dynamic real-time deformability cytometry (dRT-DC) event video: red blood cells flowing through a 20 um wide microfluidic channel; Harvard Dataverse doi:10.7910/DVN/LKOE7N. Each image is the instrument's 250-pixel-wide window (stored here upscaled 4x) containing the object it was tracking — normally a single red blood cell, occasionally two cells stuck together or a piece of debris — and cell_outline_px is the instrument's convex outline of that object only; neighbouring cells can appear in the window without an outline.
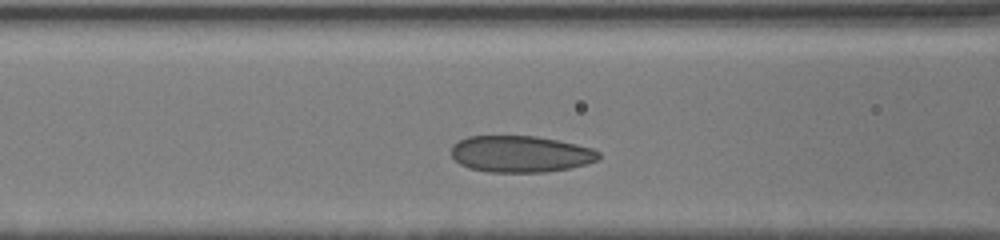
{"species": "human", "species_latin": "Homo sapiens", "temperature_condition": "cold", "stored_images_in_passage": 18, "camera_frame_rate_fps": 3000, "um_per_image_px": 0.085, "donor": {"sex": "male"}, "frame": {"image": 1, "passage_image": 11, "time_ms": 2.333, "image_size_px": [1000, 240], "cell_outline_px": [[600, 156], [596, 160], [584, 164], [568, 168], [544, 172], [488, 172], [468, 168], [460, 164], [452, 156], [452, 144], [468, 136], [536, 136], [576, 144], [592, 148], [600, 152]], "centroid_in_image_um": [44.22, 13.09], "position_along_channel_um": 122.4, "area_um2": 31.27}}
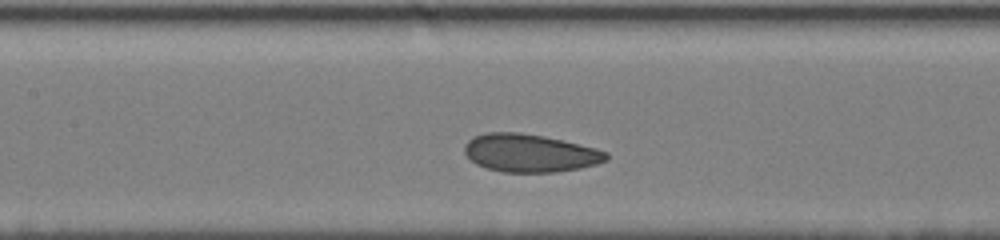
{"frame": {"image": 2, "passage_image": 15, "time_ms": 3.333, "image_size_px": [1000, 240], "cell_outline_px": [[608, 160], [596, 164], [580, 168], [556, 172], [500, 172], [476, 164], [464, 152], [464, 144], [472, 136], [484, 132], [520, 132], [544, 136], [596, 148], [608, 152]], "centroid_in_image_um": [45.03, 13.0], "position_along_channel_um": 162.4, "area_um2": 31.5}}